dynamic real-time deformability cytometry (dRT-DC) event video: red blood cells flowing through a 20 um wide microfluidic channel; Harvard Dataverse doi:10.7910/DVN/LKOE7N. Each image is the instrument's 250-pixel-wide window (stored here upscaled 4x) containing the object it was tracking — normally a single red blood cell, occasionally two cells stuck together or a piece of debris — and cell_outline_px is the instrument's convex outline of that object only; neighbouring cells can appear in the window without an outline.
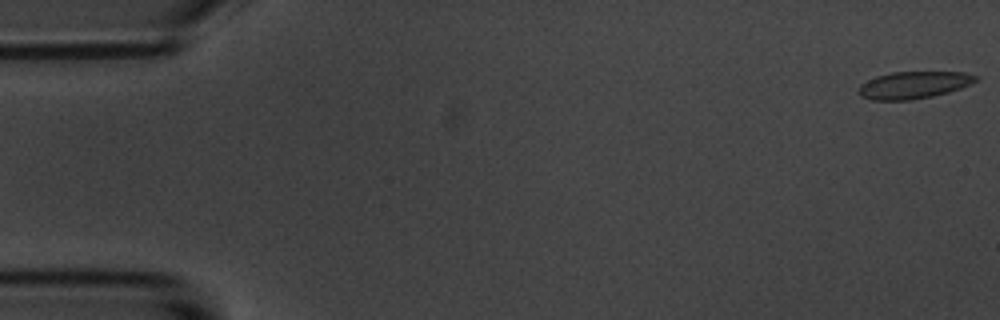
{"species": "common noctule bat (a hibernating species)", "species_latin": "Nyctalus noctula", "temperature_condition": "room temperature", "stored_images_in_passage": 56, "camera_frame_rate_fps": 3000, "um_per_image_px": 0.085, "animal": {"sex": "male", "body_mass_g": 20.1, "forearm_length_mm": 53.5}, "frame": {"image": 1, "passage_image": 1, "time_ms": 0.0, "image_size_px": [1000, 320], "cell_outline_px": [[980, 76], [972, 84], [948, 92], [932, 96], [912, 100], [872, 100], [860, 96], [860, 84], [876, 76], [892, 72], [964, 72]], "centroid_in_image_um": [77.69, 7.22], "position_along_channel_um": 7.3, "area_um2": 18.5}}
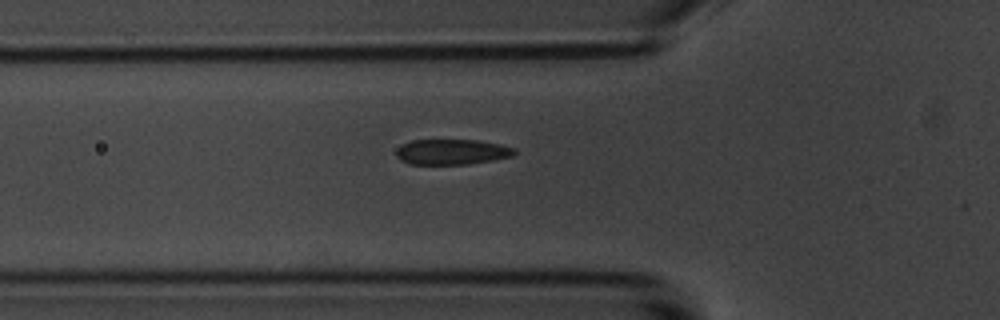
{"frame": {"image": 2, "passage_image": 19, "time_ms": 6.0, "image_size_px": [1000, 320], "cell_outline_px": [[516, 152], [512, 156], [492, 160], [468, 164], [408, 164], [400, 160], [396, 156], [396, 152], [404, 144], [412, 140], [480, 140], [500, 144], [516, 148]], "centroid_in_image_um": [38.44, 12.91], "position_along_channel_um": 87.4, "area_um2": 17.46}}
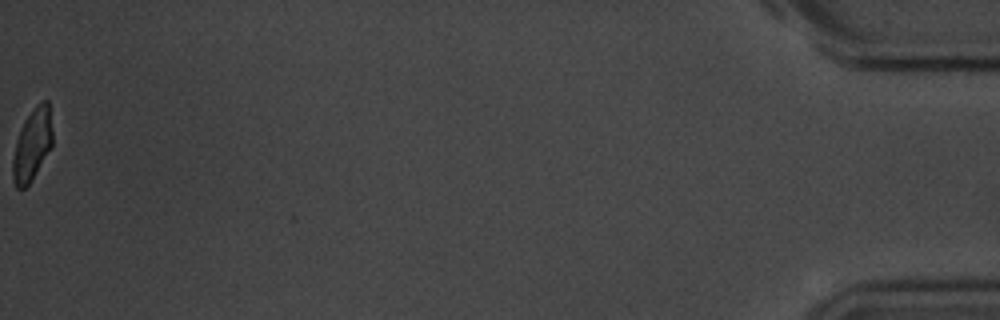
{"frame": {"image": 3, "passage_image": 56, "time_ms": 18.333, "image_size_px": [1000, 320], "cell_outline_px": [[52, 144], [32, 180], [24, 188], [16, 188], [12, 176], [12, 160], [16, 140], [32, 108], [40, 100], [48, 100], [52, 132]], "centroid_in_image_um": [2.73, 12.3], "position_along_channel_um": 432.5, "area_um2": 16.36}, "authors_computed_cell_mechanics": {"area_um2": 18.6694, "velocity_mm_per_s": 3.6124, "shape_relaxation_time_tau1_ms": 4.9396, "shape_relaxation_time_tau2_ms": 0.8377, "deformation_change_tau1": 0.1364, "deformation_change_tau2": 0.0543}}